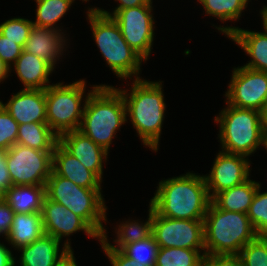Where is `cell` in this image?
I'll list each match as a JSON object with an SVG mask.
<instances>
[{"label":"cell","mask_w":267,"mask_h":266,"mask_svg":"<svg viewBox=\"0 0 267 266\" xmlns=\"http://www.w3.org/2000/svg\"><path fill=\"white\" fill-rule=\"evenodd\" d=\"M10 67L0 59V83L10 76Z\"/></svg>","instance_id":"obj_43"},{"label":"cell","mask_w":267,"mask_h":266,"mask_svg":"<svg viewBox=\"0 0 267 266\" xmlns=\"http://www.w3.org/2000/svg\"><path fill=\"white\" fill-rule=\"evenodd\" d=\"M69 241L67 238L60 249V241L53 236L43 234L32 244L17 249L21 252L18 262L20 266H55L68 250H72Z\"/></svg>","instance_id":"obj_19"},{"label":"cell","mask_w":267,"mask_h":266,"mask_svg":"<svg viewBox=\"0 0 267 266\" xmlns=\"http://www.w3.org/2000/svg\"><path fill=\"white\" fill-rule=\"evenodd\" d=\"M152 11V5H142L119 10L112 17L118 23L125 41L145 62L151 54L155 36Z\"/></svg>","instance_id":"obj_12"},{"label":"cell","mask_w":267,"mask_h":266,"mask_svg":"<svg viewBox=\"0 0 267 266\" xmlns=\"http://www.w3.org/2000/svg\"><path fill=\"white\" fill-rule=\"evenodd\" d=\"M239 256L243 266H267V236H257L247 243Z\"/></svg>","instance_id":"obj_32"},{"label":"cell","mask_w":267,"mask_h":266,"mask_svg":"<svg viewBox=\"0 0 267 266\" xmlns=\"http://www.w3.org/2000/svg\"><path fill=\"white\" fill-rule=\"evenodd\" d=\"M52 171L78 186L89 189H102V181L93 171L87 169L76 157L59 142L53 151Z\"/></svg>","instance_id":"obj_20"},{"label":"cell","mask_w":267,"mask_h":266,"mask_svg":"<svg viewBox=\"0 0 267 266\" xmlns=\"http://www.w3.org/2000/svg\"><path fill=\"white\" fill-rule=\"evenodd\" d=\"M257 236L246 213L221 210L210 202L204 217L205 255L239 254Z\"/></svg>","instance_id":"obj_4"},{"label":"cell","mask_w":267,"mask_h":266,"mask_svg":"<svg viewBox=\"0 0 267 266\" xmlns=\"http://www.w3.org/2000/svg\"><path fill=\"white\" fill-rule=\"evenodd\" d=\"M19 124L0 103V149L8 150L17 143Z\"/></svg>","instance_id":"obj_34"},{"label":"cell","mask_w":267,"mask_h":266,"mask_svg":"<svg viewBox=\"0 0 267 266\" xmlns=\"http://www.w3.org/2000/svg\"><path fill=\"white\" fill-rule=\"evenodd\" d=\"M2 106L19 125L30 122L47 123L45 90L21 89Z\"/></svg>","instance_id":"obj_16"},{"label":"cell","mask_w":267,"mask_h":266,"mask_svg":"<svg viewBox=\"0 0 267 266\" xmlns=\"http://www.w3.org/2000/svg\"><path fill=\"white\" fill-rule=\"evenodd\" d=\"M204 256L205 249L159 247L154 266H203Z\"/></svg>","instance_id":"obj_27"},{"label":"cell","mask_w":267,"mask_h":266,"mask_svg":"<svg viewBox=\"0 0 267 266\" xmlns=\"http://www.w3.org/2000/svg\"><path fill=\"white\" fill-rule=\"evenodd\" d=\"M158 247L205 249L204 220L174 219L152 208V233Z\"/></svg>","instance_id":"obj_10"},{"label":"cell","mask_w":267,"mask_h":266,"mask_svg":"<svg viewBox=\"0 0 267 266\" xmlns=\"http://www.w3.org/2000/svg\"><path fill=\"white\" fill-rule=\"evenodd\" d=\"M203 266H243L239 254L205 255Z\"/></svg>","instance_id":"obj_36"},{"label":"cell","mask_w":267,"mask_h":266,"mask_svg":"<svg viewBox=\"0 0 267 266\" xmlns=\"http://www.w3.org/2000/svg\"><path fill=\"white\" fill-rule=\"evenodd\" d=\"M44 234L41 213H15L5 238L15 250L30 245Z\"/></svg>","instance_id":"obj_22"},{"label":"cell","mask_w":267,"mask_h":266,"mask_svg":"<svg viewBox=\"0 0 267 266\" xmlns=\"http://www.w3.org/2000/svg\"><path fill=\"white\" fill-rule=\"evenodd\" d=\"M260 182L250 178L244 183L217 193L211 202L221 210L246 213L256 194Z\"/></svg>","instance_id":"obj_23"},{"label":"cell","mask_w":267,"mask_h":266,"mask_svg":"<svg viewBox=\"0 0 267 266\" xmlns=\"http://www.w3.org/2000/svg\"><path fill=\"white\" fill-rule=\"evenodd\" d=\"M45 185H18L6 191L5 200L15 213H41Z\"/></svg>","instance_id":"obj_24"},{"label":"cell","mask_w":267,"mask_h":266,"mask_svg":"<svg viewBox=\"0 0 267 266\" xmlns=\"http://www.w3.org/2000/svg\"><path fill=\"white\" fill-rule=\"evenodd\" d=\"M6 192L0 187V202L5 200Z\"/></svg>","instance_id":"obj_47"},{"label":"cell","mask_w":267,"mask_h":266,"mask_svg":"<svg viewBox=\"0 0 267 266\" xmlns=\"http://www.w3.org/2000/svg\"><path fill=\"white\" fill-rule=\"evenodd\" d=\"M42 224L44 234L62 242L63 237L83 231L87 236L101 240V237L78 215L64 205L49 200L46 196L42 203Z\"/></svg>","instance_id":"obj_14"},{"label":"cell","mask_w":267,"mask_h":266,"mask_svg":"<svg viewBox=\"0 0 267 266\" xmlns=\"http://www.w3.org/2000/svg\"><path fill=\"white\" fill-rule=\"evenodd\" d=\"M248 157L219 151L208 175H204L210 199L217 193L240 185L250 177Z\"/></svg>","instance_id":"obj_13"},{"label":"cell","mask_w":267,"mask_h":266,"mask_svg":"<svg viewBox=\"0 0 267 266\" xmlns=\"http://www.w3.org/2000/svg\"><path fill=\"white\" fill-rule=\"evenodd\" d=\"M158 248L151 235L144 240L126 245L121 251L138 266H154Z\"/></svg>","instance_id":"obj_30"},{"label":"cell","mask_w":267,"mask_h":266,"mask_svg":"<svg viewBox=\"0 0 267 266\" xmlns=\"http://www.w3.org/2000/svg\"><path fill=\"white\" fill-rule=\"evenodd\" d=\"M16 258L11 250L0 242V266H16Z\"/></svg>","instance_id":"obj_41"},{"label":"cell","mask_w":267,"mask_h":266,"mask_svg":"<svg viewBox=\"0 0 267 266\" xmlns=\"http://www.w3.org/2000/svg\"><path fill=\"white\" fill-rule=\"evenodd\" d=\"M210 202L204 175L187 172L161 180L149 205L168 218L204 220Z\"/></svg>","instance_id":"obj_1"},{"label":"cell","mask_w":267,"mask_h":266,"mask_svg":"<svg viewBox=\"0 0 267 266\" xmlns=\"http://www.w3.org/2000/svg\"><path fill=\"white\" fill-rule=\"evenodd\" d=\"M45 195L81 217L100 237L107 233L103 226V222H107V206L101 189L78 186L52 171L45 185Z\"/></svg>","instance_id":"obj_7"},{"label":"cell","mask_w":267,"mask_h":266,"mask_svg":"<svg viewBox=\"0 0 267 266\" xmlns=\"http://www.w3.org/2000/svg\"><path fill=\"white\" fill-rule=\"evenodd\" d=\"M15 212L6 200L0 202V234L8 236Z\"/></svg>","instance_id":"obj_39"},{"label":"cell","mask_w":267,"mask_h":266,"mask_svg":"<svg viewBox=\"0 0 267 266\" xmlns=\"http://www.w3.org/2000/svg\"><path fill=\"white\" fill-rule=\"evenodd\" d=\"M221 26L215 28L250 56V60L244 66L267 72V35L264 32L249 31L234 26Z\"/></svg>","instance_id":"obj_18"},{"label":"cell","mask_w":267,"mask_h":266,"mask_svg":"<svg viewBox=\"0 0 267 266\" xmlns=\"http://www.w3.org/2000/svg\"><path fill=\"white\" fill-rule=\"evenodd\" d=\"M161 82L140 78L133 79L130 90L117 88L124 98L126 116L130 117L137 135L145 147L155 152L159 148L166 111Z\"/></svg>","instance_id":"obj_2"},{"label":"cell","mask_w":267,"mask_h":266,"mask_svg":"<svg viewBox=\"0 0 267 266\" xmlns=\"http://www.w3.org/2000/svg\"><path fill=\"white\" fill-rule=\"evenodd\" d=\"M118 2V6L115 7L113 12H108L102 8H97V7H91L87 10L88 13H103L107 16L113 17L119 10H124L127 8H132V7H137V6H142V5H152V0H115Z\"/></svg>","instance_id":"obj_38"},{"label":"cell","mask_w":267,"mask_h":266,"mask_svg":"<svg viewBox=\"0 0 267 266\" xmlns=\"http://www.w3.org/2000/svg\"><path fill=\"white\" fill-rule=\"evenodd\" d=\"M58 142L59 136L47 123L30 122L18 127L17 144L41 151H54Z\"/></svg>","instance_id":"obj_25"},{"label":"cell","mask_w":267,"mask_h":266,"mask_svg":"<svg viewBox=\"0 0 267 266\" xmlns=\"http://www.w3.org/2000/svg\"><path fill=\"white\" fill-rule=\"evenodd\" d=\"M97 86L93 85L87 95L85 79L66 85L52 83L45 89L47 124L58 136L79 129L87 98Z\"/></svg>","instance_id":"obj_8"},{"label":"cell","mask_w":267,"mask_h":266,"mask_svg":"<svg viewBox=\"0 0 267 266\" xmlns=\"http://www.w3.org/2000/svg\"><path fill=\"white\" fill-rule=\"evenodd\" d=\"M7 150L0 149V187L6 192L13 184L7 167Z\"/></svg>","instance_id":"obj_40"},{"label":"cell","mask_w":267,"mask_h":266,"mask_svg":"<svg viewBox=\"0 0 267 266\" xmlns=\"http://www.w3.org/2000/svg\"><path fill=\"white\" fill-rule=\"evenodd\" d=\"M224 96L228 105L262 112L267 101V72L234 68Z\"/></svg>","instance_id":"obj_11"},{"label":"cell","mask_w":267,"mask_h":266,"mask_svg":"<svg viewBox=\"0 0 267 266\" xmlns=\"http://www.w3.org/2000/svg\"><path fill=\"white\" fill-rule=\"evenodd\" d=\"M262 117H263V126H264L263 130H267V101L262 111Z\"/></svg>","instance_id":"obj_45"},{"label":"cell","mask_w":267,"mask_h":266,"mask_svg":"<svg viewBox=\"0 0 267 266\" xmlns=\"http://www.w3.org/2000/svg\"><path fill=\"white\" fill-rule=\"evenodd\" d=\"M23 48L0 33V59L10 68L21 55Z\"/></svg>","instance_id":"obj_35"},{"label":"cell","mask_w":267,"mask_h":266,"mask_svg":"<svg viewBox=\"0 0 267 266\" xmlns=\"http://www.w3.org/2000/svg\"><path fill=\"white\" fill-rule=\"evenodd\" d=\"M148 220L146 222H140L138 220L122 221L115 229L116 239L113 240V244L107 239L108 236L104 233L101 239L111 248L116 250H122L126 245L134 242L144 240L151 236L152 233V207L149 205Z\"/></svg>","instance_id":"obj_26"},{"label":"cell","mask_w":267,"mask_h":266,"mask_svg":"<svg viewBox=\"0 0 267 266\" xmlns=\"http://www.w3.org/2000/svg\"><path fill=\"white\" fill-rule=\"evenodd\" d=\"M59 143L87 169L93 171L101 180L103 179V163L109 152L95 144L89 137L79 130L68 131L59 136Z\"/></svg>","instance_id":"obj_15"},{"label":"cell","mask_w":267,"mask_h":266,"mask_svg":"<svg viewBox=\"0 0 267 266\" xmlns=\"http://www.w3.org/2000/svg\"><path fill=\"white\" fill-rule=\"evenodd\" d=\"M71 1H72V3H74L75 0H71ZM82 1L87 2V1H90V0H82Z\"/></svg>","instance_id":"obj_48"},{"label":"cell","mask_w":267,"mask_h":266,"mask_svg":"<svg viewBox=\"0 0 267 266\" xmlns=\"http://www.w3.org/2000/svg\"><path fill=\"white\" fill-rule=\"evenodd\" d=\"M19 80L23 83V89H42L45 90L50 85L49 75L52 74L54 68L40 57L22 51L15 63L11 66Z\"/></svg>","instance_id":"obj_21"},{"label":"cell","mask_w":267,"mask_h":266,"mask_svg":"<svg viewBox=\"0 0 267 266\" xmlns=\"http://www.w3.org/2000/svg\"><path fill=\"white\" fill-rule=\"evenodd\" d=\"M127 118L121 92L114 86L99 84L87 98L78 130L108 152Z\"/></svg>","instance_id":"obj_3"},{"label":"cell","mask_w":267,"mask_h":266,"mask_svg":"<svg viewBox=\"0 0 267 266\" xmlns=\"http://www.w3.org/2000/svg\"><path fill=\"white\" fill-rule=\"evenodd\" d=\"M6 162L13 186L46 185L52 173L53 151L16 143L7 150Z\"/></svg>","instance_id":"obj_9"},{"label":"cell","mask_w":267,"mask_h":266,"mask_svg":"<svg viewBox=\"0 0 267 266\" xmlns=\"http://www.w3.org/2000/svg\"><path fill=\"white\" fill-rule=\"evenodd\" d=\"M87 19L107 66L122 80L140 79V67L145 60L125 41L118 23L103 13H88Z\"/></svg>","instance_id":"obj_5"},{"label":"cell","mask_w":267,"mask_h":266,"mask_svg":"<svg viewBox=\"0 0 267 266\" xmlns=\"http://www.w3.org/2000/svg\"><path fill=\"white\" fill-rule=\"evenodd\" d=\"M71 0H39L36 2V19L33 25L45 28H53L64 33L57 22L64 17L72 6Z\"/></svg>","instance_id":"obj_28"},{"label":"cell","mask_w":267,"mask_h":266,"mask_svg":"<svg viewBox=\"0 0 267 266\" xmlns=\"http://www.w3.org/2000/svg\"><path fill=\"white\" fill-rule=\"evenodd\" d=\"M214 121L220 127L218 139L222 151L250 157L261 147L262 112L227 104Z\"/></svg>","instance_id":"obj_6"},{"label":"cell","mask_w":267,"mask_h":266,"mask_svg":"<svg viewBox=\"0 0 267 266\" xmlns=\"http://www.w3.org/2000/svg\"><path fill=\"white\" fill-rule=\"evenodd\" d=\"M65 35L53 28L33 25L23 50L40 57L55 68V64L61 59L60 57H63V52H66L68 47L69 41L67 42Z\"/></svg>","instance_id":"obj_17"},{"label":"cell","mask_w":267,"mask_h":266,"mask_svg":"<svg viewBox=\"0 0 267 266\" xmlns=\"http://www.w3.org/2000/svg\"><path fill=\"white\" fill-rule=\"evenodd\" d=\"M32 26L33 22L26 18H11L0 24V33L23 48Z\"/></svg>","instance_id":"obj_33"},{"label":"cell","mask_w":267,"mask_h":266,"mask_svg":"<svg viewBox=\"0 0 267 266\" xmlns=\"http://www.w3.org/2000/svg\"><path fill=\"white\" fill-rule=\"evenodd\" d=\"M55 266H78L76 263L73 249L68 250L55 264Z\"/></svg>","instance_id":"obj_42"},{"label":"cell","mask_w":267,"mask_h":266,"mask_svg":"<svg viewBox=\"0 0 267 266\" xmlns=\"http://www.w3.org/2000/svg\"><path fill=\"white\" fill-rule=\"evenodd\" d=\"M99 242L112 266H138L121 250L111 249L102 239Z\"/></svg>","instance_id":"obj_37"},{"label":"cell","mask_w":267,"mask_h":266,"mask_svg":"<svg viewBox=\"0 0 267 266\" xmlns=\"http://www.w3.org/2000/svg\"><path fill=\"white\" fill-rule=\"evenodd\" d=\"M250 0H197L202 5L206 15L226 21H237L248 6Z\"/></svg>","instance_id":"obj_29"},{"label":"cell","mask_w":267,"mask_h":266,"mask_svg":"<svg viewBox=\"0 0 267 266\" xmlns=\"http://www.w3.org/2000/svg\"><path fill=\"white\" fill-rule=\"evenodd\" d=\"M261 19H262V26H263V32L267 35V6H263L260 10Z\"/></svg>","instance_id":"obj_44"},{"label":"cell","mask_w":267,"mask_h":266,"mask_svg":"<svg viewBox=\"0 0 267 266\" xmlns=\"http://www.w3.org/2000/svg\"><path fill=\"white\" fill-rule=\"evenodd\" d=\"M258 236H267V191L261 193V184L247 212Z\"/></svg>","instance_id":"obj_31"},{"label":"cell","mask_w":267,"mask_h":266,"mask_svg":"<svg viewBox=\"0 0 267 266\" xmlns=\"http://www.w3.org/2000/svg\"><path fill=\"white\" fill-rule=\"evenodd\" d=\"M264 146L267 151V130L262 131V145Z\"/></svg>","instance_id":"obj_46"}]
</instances>
